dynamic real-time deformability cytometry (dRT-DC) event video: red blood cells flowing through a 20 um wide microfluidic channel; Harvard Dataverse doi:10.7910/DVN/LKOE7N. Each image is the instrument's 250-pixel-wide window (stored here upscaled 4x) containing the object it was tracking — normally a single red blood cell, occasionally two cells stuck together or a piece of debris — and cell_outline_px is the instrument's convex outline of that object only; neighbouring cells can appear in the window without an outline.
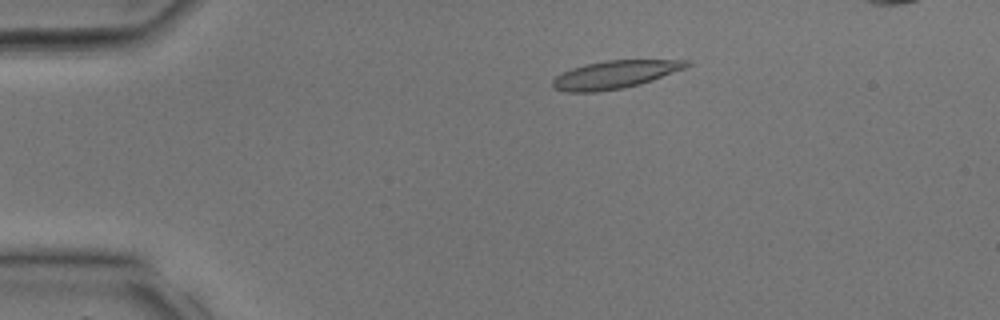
{"species": "common noctule bat (a hibernating species)", "species_latin": "Nyctalus noctula", "temperature_condition": "room temperature", "stored_images_in_passage": 30, "camera_frame_rate_fps": 3000, "um_per_image_px": 0.085, "animal": {"sex": "male", "body_mass_g": 17.9, "forearm_length_mm": 54.2}, "frame": {"image": 1, "passage_image": 4, "time_ms": 1.0, "image_size_px": [1000, 320], "cell_outline_px": [[692, 64], [684, 68], [652, 80], [640, 84], [624, 88], [596, 92], [564, 92], [556, 88], [552, 84], [552, 80], [556, 76], [572, 68], [584, 64], [604, 60], [692, 60]], "centroid_in_image_um": [52.26, 6.33], "position_along_channel_um": 32.7, "area_um2": 21.73}}
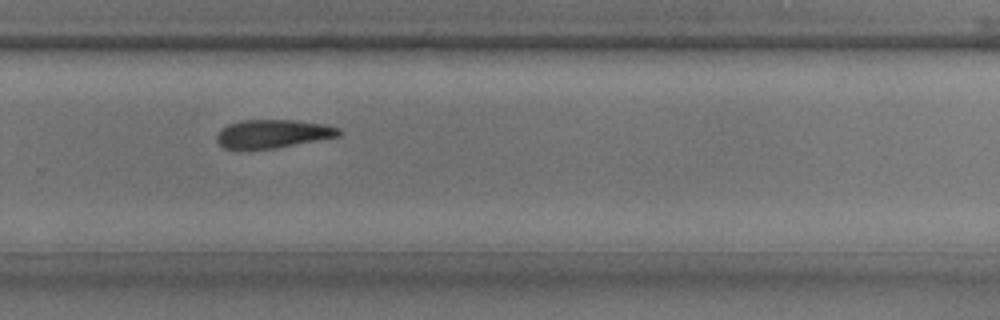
{"frame": {"image": 2, "passage_image": 20, "time_ms": 6.333, "image_size_px": [1000, 320], "cell_outline_px": [[344, 132], [340, 136], [276, 148], [244, 152], [232, 152], [224, 148], [216, 140], [216, 136], [228, 124], [244, 120], [296, 120], [324, 124], [340, 128]], "centroid_in_image_um": [23.16, 11.42], "position_along_channel_um": 306.6, "area_um2": 20.92}}
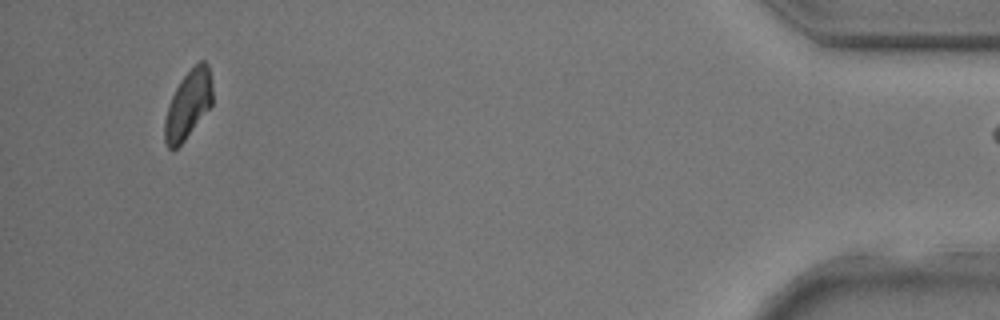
{"frame": {"image": 3, "passage_image": 29, "time_ms": 9.333, "image_size_px": [1000, 320], "cell_outline_px": [[212, 104], [184, 140], [176, 148], [168, 148], [164, 140], [164, 120], [168, 104], [180, 80], [200, 60], [204, 60], [208, 64], [212, 84]], "centroid_in_image_um": [15.98, 8.87], "position_along_channel_um": 419.2, "area_um2": 18.73}}